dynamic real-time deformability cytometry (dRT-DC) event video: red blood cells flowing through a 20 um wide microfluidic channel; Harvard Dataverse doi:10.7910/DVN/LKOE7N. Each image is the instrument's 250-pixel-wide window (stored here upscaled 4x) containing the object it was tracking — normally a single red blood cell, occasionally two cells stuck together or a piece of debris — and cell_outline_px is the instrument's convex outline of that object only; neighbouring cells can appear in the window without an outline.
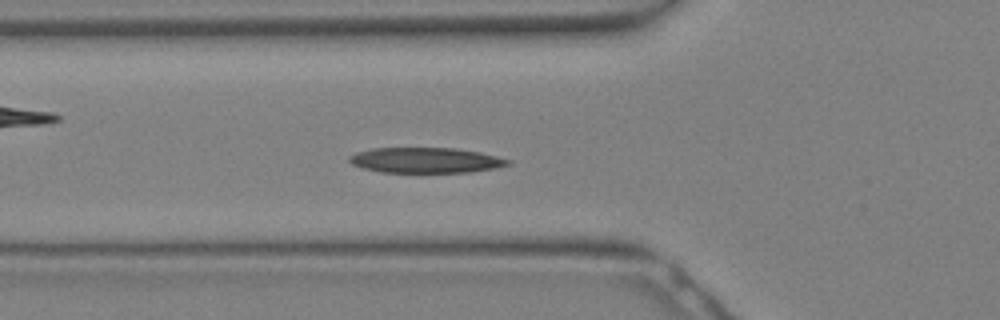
{"species": "Egyptian fruit bat (a non-hibernating species)", "species_latin": "Rousettus aegyptiacus", "temperature_condition": "warm", "stored_images_in_passage": 18, "camera_frame_rate_fps": 3000, "um_per_image_px": 0.085, "animal": {"sex": "female"}, "frame": {"image": 1, "passage_image": 10, "time_ms": 3.0, "image_size_px": [1000, 320], "cell_outline_px": [[512, 164], [472, 172], [380, 172], [364, 168], [352, 164], [348, 160], [348, 156], [356, 152], [372, 148], [456, 148], [480, 152], [512, 160]], "centroid_in_image_um": [36.18, 13.61], "position_along_channel_um": 89.6, "area_um2": 23.47}}
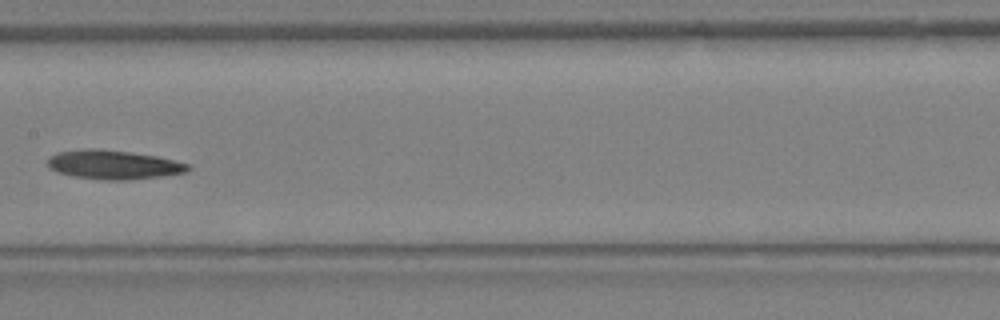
{"frame": {"image": 2, "passage_image": 15, "time_ms": 4.667, "image_size_px": [1000, 320], "cell_outline_px": [[192, 168], [188, 172], [164, 176], [124, 180], [104, 180], [76, 176], [56, 172], [48, 168], [48, 160], [56, 152], [92, 148], [128, 152], [156, 156], [188, 164]], "centroid_in_image_um": [9.66, 14.01], "position_along_channel_um": 197.7, "area_um2": 23.52}}
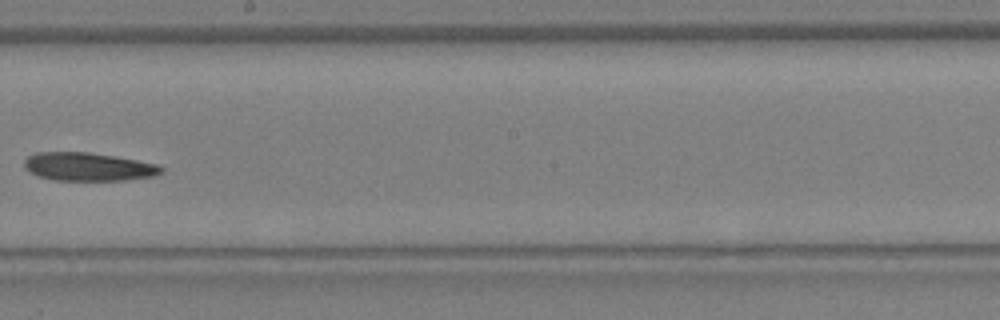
{"frame": {"image": 3, "passage_image": 17, "time_ms": 5.333, "image_size_px": [1000, 320], "cell_outline_px": [[164, 168], [160, 172], [152, 176], [124, 180], [52, 180], [36, 176], [24, 168], [24, 160], [28, 156], [36, 152], [88, 152], [136, 160], [156, 164]], "centroid_in_image_um": [7.42, 14.17], "position_along_channel_um": 240.8, "area_um2": 22.43}}